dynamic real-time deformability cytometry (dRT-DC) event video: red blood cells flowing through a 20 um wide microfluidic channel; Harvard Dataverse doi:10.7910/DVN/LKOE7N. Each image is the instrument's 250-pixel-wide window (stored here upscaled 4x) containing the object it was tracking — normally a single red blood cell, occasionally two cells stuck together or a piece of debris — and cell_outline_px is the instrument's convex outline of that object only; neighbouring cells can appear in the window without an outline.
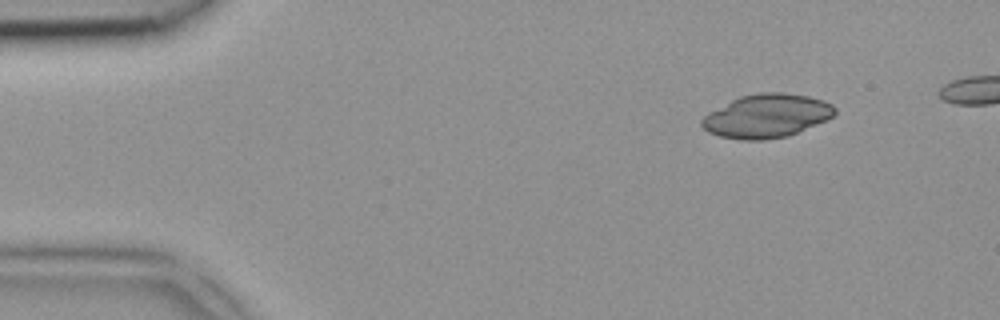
{"species": "common noctule bat (a hibernating species)", "species_latin": "Nyctalus noctula", "temperature_condition": "room temperature", "stored_images_in_passage": 2, "camera_frame_rate_fps": 3000, "um_per_image_px": 0.085, "animal": {"sex": "female", "body_mass_g": 18.4}, "frame": {"image": 1, "passage_image": 2, "time_ms": 0.333, "image_size_px": [1000, 320], "cell_outline_px": [[836, 112], [832, 116], [816, 124], [788, 136], [764, 140], [740, 140], [720, 136], [708, 132], [700, 124], [700, 120], [708, 112], [740, 96], [760, 92], [784, 92], [808, 96], [824, 100], [832, 104], [836, 108]], "centroid_in_image_um": [65.15, 9.85], "position_along_channel_um": 19.9, "area_um2": 33.76}}